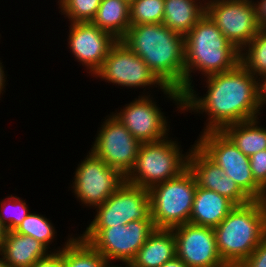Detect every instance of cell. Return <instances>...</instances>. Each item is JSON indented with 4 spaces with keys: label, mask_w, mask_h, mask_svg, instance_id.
Listing matches in <instances>:
<instances>
[{
    "label": "cell",
    "mask_w": 266,
    "mask_h": 267,
    "mask_svg": "<svg viewBox=\"0 0 266 267\" xmlns=\"http://www.w3.org/2000/svg\"><path fill=\"white\" fill-rule=\"evenodd\" d=\"M256 18L261 29H266V0H253Z\"/></svg>",
    "instance_id": "obj_34"
},
{
    "label": "cell",
    "mask_w": 266,
    "mask_h": 267,
    "mask_svg": "<svg viewBox=\"0 0 266 267\" xmlns=\"http://www.w3.org/2000/svg\"><path fill=\"white\" fill-rule=\"evenodd\" d=\"M206 14L239 51L261 29L253 0H207Z\"/></svg>",
    "instance_id": "obj_13"
},
{
    "label": "cell",
    "mask_w": 266,
    "mask_h": 267,
    "mask_svg": "<svg viewBox=\"0 0 266 267\" xmlns=\"http://www.w3.org/2000/svg\"><path fill=\"white\" fill-rule=\"evenodd\" d=\"M240 267H266V237L260 242L252 254L240 264Z\"/></svg>",
    "instance_id": "obj_32"
},
{
    "label": "cell",
    "mask_w": 266,
    "mask_h": 267,
    "mask_svg": "<svg viewBox=\"0 0 266 267\" xmlns=\"http://www.w3.org/2000/svg\"><path fill=\"white\" fill-rule=\"evenodd\" d=\"M194 144L222 168L251 200H266V192L253 179L249 157L223 131L201 133Z\"/></svg>",
    "instance_id": "obj_8"
},
{
    "label": "cell",
    "mask_w": 266,
    "mask_h": 267,
    "mask_svg": "<svg viewBox=\"0 0 266 267\" xmlns=\"http://www.w3.org/2000/svg\"><path fill=\"white\" fill-rule=\"evenodd\" d=\"M69 25L68 49L75 61L80 62L92 77L118 40L91 22H73Z\"/></svg>",
    "instance_id": "obj_16"
},
{
    "label": "cell",
    "mask_w": 266,
    "mask_h": 267,
    "mask_svg": "<svg viewBox=\"0 0 266 267\" xmlns=\"http://www.w3.org/2000/svg\"><path fill=\"white\" fill-rule=\"evenodd\" d=\"M92 77L99 78L115 86L127 89L152 87L163 92L164 99L172 101L177 107L178 113H183V94L177 89L167 87L147 66V64L135 54L121 40H118L110 49L101 67Z\"/></svg>",
    "instance_id": "obj_5"
},
{
    "label": "cell",
    "mask_w": 266,
    "mask_h": 267,
    "mask_svg": "<svg viewBox=\"0 0 266 267\" xmlns=\"http://www.w3.org/2000/svg\"><path fill=\"white\" fill-rule=\"evenodd\" d=\"M249 163L253 179L266 192V150L251 155Z\"/></svg>",
    "instance_id": "obj_31"
},
{
    "label": "cell",
    "mask_w": 266,
    "mask_h": 267,
    "mask_svg": "<svg viewBox=\"0 0 266 267\" xmlns=\"http://www.w3.org/2000/svg\"><path fill=\"white\" fill-rule=\"evenodd\" d=\"M218 194L229 199L235 206L250 203L252 200L239 188L227 174L220 176Z\"/></svg>",
    "instance_id": "obj_30"
},
{
    "label": "cell",
    "mask_w": 266,
    "mask_h": 267,
    "mask_svg": "<svg viewBox=\"0 0 266 267\" xmlns=\"http://www.w3.org/2000/svg\"><path fill=\"white\" fill-rule=\"evenodd\" d=\"M205 14V0H164L162 24L185 36Z\"/></svg>",
    "instance_id": "obj_20"
},
{
    "label": "cell",
    "mask_w": 266,
    "mask_h": 267,
    "mask_svg": "<svg viewBox=\"0 0 266 267\" xmlns=\"http://www.w3.org/2000/svg\"><path fill=\"white\" fill-rule=\"evenodd\" d=\"M257 88H258L257 89L258 90V105L260 107V111H262L263 107H265L266 105V74L258 77Z\"/></svg>",
    "instance_id": "obj_35"
},
{
    "label": "cell",
    "mask_w": 266,
    "mask_h": 267,
    "mask_svg": "<svg viewBox=\"0 0 266 267\" xmlns=\"http://www.w3.org/2000/svg\"><path fill=\"white\" fill-rule=\"evenodd\" d=\"M68 239L57 249L49 250L43 243L36 239L18 234L15 231H7L1 254L9 267H32L38 260L47 257L51 252H59L64 245L73 237Z\"/></svg>",
    "instance_id": "obj_17"
},
{
    "label": "cell",
    "mask_w": 266,
    "mask_h": 267,
    "mask_svg": "<svg viewBox=\"0 0 266 267\" xmlns=\"http://www.w3.org/2000/svg\"><path fill=\"white\" fill-rule=\"evenodd\" d=\"M27 202L10 194L0 201V221L6 231H14L31 212Z\"/></svg>",
    "instance_id": "obj_29"
},
{
    "label": "cell",
    "mask_w": 266,
    "mask_h": 267,
    "mask_svg": "<svg viewBox=\"0 0 266 267\" xmlns=\"http://www.w3.org/2000/svg\"><path fill=\"white\" fill-rule=\"evenodd\" d=\"M174 139L166 137L156 142L141 143L135 165L125 181L149 190L182 173L187 168L189 149L184 152L180 141Z\"/></svg>",
    "instance_id": "obj_6"
},
{
    "label": "cell",
    "mask_w": 266,
    "mask_h": 267,
    "mask_svg": "<svg viewBox=\"0 0 266 267\" xmlns=\"http://www.w3.org/2000/svg\"><path fill=\"white\" fill-rule=\"evenodd\" d=\"M2 63L3 62H1V60H0V98L5 92V89H6L5 87L7 86L6 84H8V83H6V81H7L6 80L7 79L6 75H8V74H5V70H4L5 67H4V64H2Z\"/></svg>",
    "instance_id": "obj_36"
},
{
    "label": "cell",
    "mask_w": 266,
    "mask_h": 267,
    "mask_svg": "<svg viewBox=\"0 0 266 267\" xmlns=\"http://www.w3.org/2000/svg\"><path fill=\"white\" fill-rule=\"evenodd\" d=\"M187 168L194 176L197 187L218 193L220 176L224 171L210 160L195 144L190 145Z\"/></svg>",
    "instance_id": "obj_23"
},
{
    "label": "cell",
    "mask_w": 266,
    "mask_h": 267,
    "mask_svg": "<svg viewBox=\"0 0 266 267\" xmlns=\"http://www.w3.org/2000/svg\"><path fill=\"white\" fill-rule=\"evenodd\" d=\"M75 235L64 245V267H104L108 261L88 242Z\"/></svg>",
    "instance_id": "obj_24"
},
{
    "label": "cell",
    "mask_w": 266,
    "mask_h": 267,
    "mask_svg": "<svg viewBox=\"0 0 266 267\" xmlns=\"http://www.w3.org/2000/svg\"><path fill=\"white\" fill-rule=\"evenodd\" d=\"M197 185L186 168L177 177L151 187V218L155 228L173 229L189 223Z\"/></svg>",
    "instance_id": "obj_7"
},
{
    "label": "cell",
    "mask_w": 266,
    "mask_h": 267,
    "mask_svg": "<svg viewBox=\"0 0 266 267\" xmlns=\"http://www.w3.org/2000/svg\"><path fill=\"white\" fill-rule=\"evenodd\" d=\"M234 207L235 205L229 199L217 192L197 187L189 223L214 228Z\"/></svg>",
    "instance_id": "obj_18"
},
{
    "label": "cell",
    "mask_w": 266,
    "mask_h": 267,
    "mask_svg": "<svg viewBox=\"0 0 266 267\" xmlns=\"http://www.w3.org/2000/svg\"><path fill=\"white\" fill-rule=\"evenodd\" d=\"M176 239V256L187 267H224L212 227L185 223L172 229Z\"/></svg>",
    "instance_id": "obj_15"
},
{
    "label": "cell",
    "mask_w": 266,
    "mask_h": 267,
    "mask_svg": "<svg viewBox=\"0 0 266 267\" xmlns=\"http://www.w3.org/2000/svg\"><path fill=\"white\" fill-rule=\"evenodd\" d=\"M94 209V219L86 228H109L135 220H152L149 191L126 181Z\"/></svg>",
    "instance_id": "obj_11"
},
{
    "label": "cell",
    "mask_w": 266,
    "mask_h": 267,
    "mask_svg": "<svg viewBox=\"0 0 266 267\" xmlns=\"http://www.w3.org/2000/svg\"><path fill=\"white\" fill-rule=\"evenodd\" d=\"M104 120L90 150L126 177L135 165L141 143L111 112Z\"/></svg>",
    "instance_id": "obj_12"
},
{
    "label": "cell",
    "mask_w": 266,
    "mask_h": 267,
    "mask_svg": "<svg viewBox=\"0 0 266 267\" xmlns=\"http://www.w3.org/2000/svg\"><path fill=\"white\" fill-rule=\"evenodd\" d=\"M257 77L240 63L232 70L206 76L203 96L192 85L183 93V113L206 114L200 133L222 131L226 126L258 118ZM199 95V96H198Z\"/></svg>",
    "instance_id": "obj_1"
},
{
    "label": "cell",
    "mask_w": 266,
    "mask_h": 267,
    "mask_svg": "<svg viewBox=\"0 0 266 267\" xmlns=\"http://www.w3.org/2000/svg\"><path fill=\"white\" fill-rule=\"evenodd\" d=\"M213 229L220 258L239 265L266 237V200L235 206Z\"/></svg>",
    "instance_id": "obj_4"
},
{
    "label": "cell",
    "mask_w": 266,
    "mask_h": 267,
    "mask_svg": "<svg viewBox=\"0 0 266 267\" xmlns=\"http://www.w3.org/2000/svg\"><path fill=\"white\" fill-rule=\"evenodd\" d=\"M161 267H187V265L175 256L172 260L165 262Z\"/></svg>",
    "instance_id": "obj_37"
},
{
    "label": "cell",
    "mask_w": 266,
    "mask_h": 267,
    "mask_svg": "<svg viewBox=\"0 0 266 267\" xmlns=\"http://www.w3.org/2000/svg\"><path fill=\"white\" fill-rule=\"evenodd\" d=\"M52 220L38 213H29L26 218L14 230L18 234L30 236L43 243L48 249L57 237ZM56 236V237H55Z\"/></svg>",
    "instance_id": "obj_26"
},
{
    "label": "cell",
    "mask_w": 266,
    "mask_h": 267,
    "mask_svg": "<svg viewBox=\"0 0 266 267\" xmlns=\"http://www.w3.org/2000/svg\"><path fill=\"white\" fill-rule=\"evenodd\" d=\"M91 23L121 40L130 28V2L127 0H101Z\"/></svg>",
    "instance_id": "obj_21"
},
{
    "label": "cell",
    "mask_w": 266,
    "mask_h": 267,
    "mask_svg": "<svg viewBox=\"0 0 266 267\" xmlns=\"http://www.w3.org/2000/svg\"><path fill=\"white\" fill-rule=\"evenodd\" d=\"M73 174L74 181L69 188H72L77 201L90 209L103 204L125 181L117 169L108 166L91 150Z\"/></svg>",
    "instance_id": "obj_10"
},
{
    "label": "cell",
    "mask_w": 266,
    "mask_h": 267,
    "mask_svg": "<svg viewBox=\"0 0 266 267\" xmlns=\"http://www.w3.org/2000/svg\"><path fill=\"white\" fill-rule=\"evenodd\" d=\"M164 0H133L130 2V25L163 23Z\"/></svg>",
    "instance_id": "obj_27"
},
{
    "label": "cell",
    "mask_w": 266,
    "mask_h": 267,
    "mask_svg": "<svg viewBox=\"0 0 266 267\" xmlns=\"http://www.w3.org/2000/svg\"><path fill=\"white\" fill-rule=\"evenodd\" d=\"M145 91L123 109L112 112L140 143L156 142L170 136V122L156 104L154 95Z\"/></svg>",
    "instance_id": "obj_14"
},
{
    "label": "cell",
    "mask_w": 266,
    "mask_h": 267,
    "mask_svg": "<svg viewBox=\"0 0 266 267\" xmlns=\"http://www.w3.org/2000/svg\"><path fill=\"white\" fill-rule=\"evenodd\" d=\"M32 267H64L62 249L59 252H51L47 257L34 263Z\"/></svg>",
    "instance_id": "obj_33"
},
{
    "label": "cell",
    "mask_w": 266,
    "mask_h": 267,
    "mask_svg": "<svg viewBox=\"0 0 266 267\" xmlns=\"http://www.w3.org/2000/svg\"><path fill=\"white\" fill-rule=\"evenodd\" d=\"M6 232H7L6 228L1 224V221H0V253H1L3 243H4Z\"/></svg>",
    "instance_id": "obj_38"
},
{
    "label": "cell",
    "mask_w": 266,
    "mask_h": 267,
    "mask_svg": "<svg viewBox=\"0 0 266 267\" xmlns=\"http://www.w3.org/2000/svg\"><path fill=\"white\" fill-rule=\"evenodd\" d=\"M184 49L185 91L193 85L192 75L195 72L201 74L203 79L212 74L230 71L240 63V51L229 42L207 14L184 36Z\"/></svg>",
    "instance_id": "obj_3"
},
{
    "label": "cell",
    "mask_w": 266,
    "mask_h": 267,
    "mask_svg": "<svg viewBox=\"0 0 266 267\" xmlns=\"http://www.w3.org/2000/svg\"><path fill=\"white\" fill-rule=\"evenodd\" d=\"M57 5L61 15L70 23L91 22L95 17L101 0H58Z\"/></svg>",
    "instance_id": "obj_28"
},
{
    "label": "cell",
    "mask_w": 266,
    "mask_h": 267,
    "mask_svg": "<svg viewBox=\"0 0 266 267\" xmlns=\"http://www.w3.org/2000/svg\"><path fill=\"white\" fill-rule=\"evenodd\" d=\"M224 267H240L239 265H230V264H226Z\"/></svg>",
    "instance_id": "obj_41"
},
{
    "label": "cell",
    "mask_w": 266,
    "mask_h": 267,
    "mask_svg": "<svg viewBox=\"0 0 266 267\" xmlns=\"http://www.w3.org/2000/svg\"><path fill=\"white\" fill-rule=\"evenodd\" d=\"M176 256V239L172 229H158L149 235L130 267H161Z\"/></svg>",
    "instance_id": "obj_19"
},
{
    "label": "cell",
    "mask_w": 266,
    "mask_h": 267,
    "mask_svg": "<svg viewBox=\"0 0 266 267\" xmlns=\"http://www.w3.org/2000/svg\"><path fill=\"white\" fill-rule=\"evenodd\" d=\"M120 266H118V264H114V262H108L104 267H130V264L129 263H122L120 264ZM122 265H125V266H122Z\"/></svg>",
    "instance_id": "obj_39"
},
{
    "label": "cell",
    "mask_w": 266,
    "mask_h": 267,
    "mask_svg": "<svg viewBox=\"0 0 266 267\" xmlns=\"http://www.w3.org/2000/svg\"><path fill=\"white\" fill-rule=\"evenodd\" d=\"M121 41L170 88L185 92L184 36L162 23L132 25Z\"/></svg>",
    "instance_id": "obj_2"
},
{
    "label": "cell",
    "mask_w": 266,
    "mask_h": 267,
    "mask_svg": "<svg viewBox=\"0 0 266 267\" xmlns=\"http://www.w3.org/2000/svg\"><path fill=\"white\" fill-rule=\"evenodd\" d=\"M155 230L152 220H135L109 228H86L78 234L108 262L129 263Z\"/></svg>",
    "instance_id": "obj_9"
},
{
    "label": "cell",
    "mask_w": 266,
    "mask_h": 267,
    "mask_svg": "<svg viewBox=\"0 0 266 267\" xmlns=\"http://www.w3.org/2000/svg\"><path fill=\"white\" fill-rule=\"evenodd\" d=\"M240 64L257 78L266 74V29L240 50Z\"/></svg>",
    "instance_id": "obj_25"
},
{
    "label": "cell",
    "mask_w": 266,
    "mask_h": 267,
    "mask_svg": "<svg viewBox=\"0 0 266 267\" xmlns=\"http://www.w3.org/2000/svg\"><path fill=\"white\" fill-rule=\"evenodd\" d=\"M0 267H9L1 253H0Z\"/></svg>",
    "instance_id": "obj_40"
},
{
    "label": "cell",
    "mask_w": 266,
    "mask_h": 267,
    "mask_svg": "<svg viewBox=\"0 0 266 267\" xmlns=\"http://www.w3.org/2000/svg\"><path fill=\"white\" fill-rule=\"evenodd\" d=\"M259 118L261 119V116L231 124L222 130L237 148L248 157L266 150V127L260 124L261 120Z\"/></svg>",
    "instance_id": "obj_22"
}]
</instances>
